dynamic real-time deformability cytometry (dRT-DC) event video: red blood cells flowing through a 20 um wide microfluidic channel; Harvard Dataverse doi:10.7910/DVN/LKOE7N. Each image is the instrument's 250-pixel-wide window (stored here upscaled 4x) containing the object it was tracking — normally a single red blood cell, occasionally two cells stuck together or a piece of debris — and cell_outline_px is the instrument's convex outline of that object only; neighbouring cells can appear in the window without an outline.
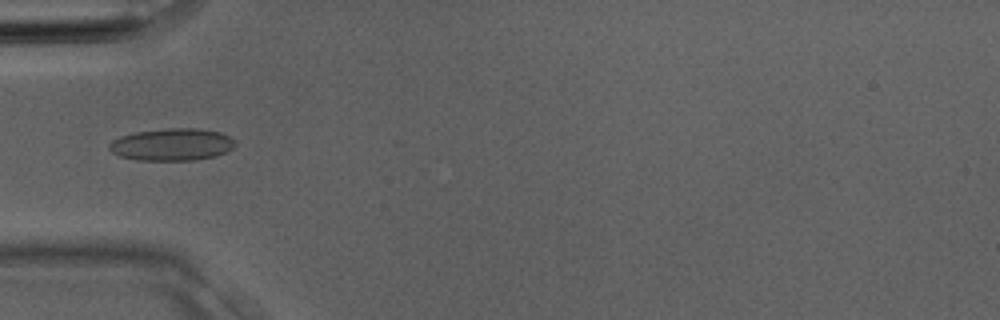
{"species": "Egyptian fruit bat (a non-hibernating species)", "species_latin": "Rousettus aegyptiacus", "temperature_condition": "room temperature", "stored_images_in_passage": 3, "camera_frame_rate_fps": 3000, "um_per_image_px": 0.085, "animal": {"sex": "male"}, "frame": {"image": 1, "passage_image": 3, "time_ms": 0.667, "image_size_px": [1000, 320], "cell_outline_px": [[236, 144], [232, 148], [216, 156], [192, 160], [136, 160], [120, 156], [112, 152], [108, 148], [108, 144], [112, 140], [120, 136], [136, 132], [168, 128], [196, 128], [220, 132], [232, 136], [236, 140]], "centroid_in_image_um": [14.63, 12.28], "position_along_channel_um": 70.4, "area_um2": 23.76}}